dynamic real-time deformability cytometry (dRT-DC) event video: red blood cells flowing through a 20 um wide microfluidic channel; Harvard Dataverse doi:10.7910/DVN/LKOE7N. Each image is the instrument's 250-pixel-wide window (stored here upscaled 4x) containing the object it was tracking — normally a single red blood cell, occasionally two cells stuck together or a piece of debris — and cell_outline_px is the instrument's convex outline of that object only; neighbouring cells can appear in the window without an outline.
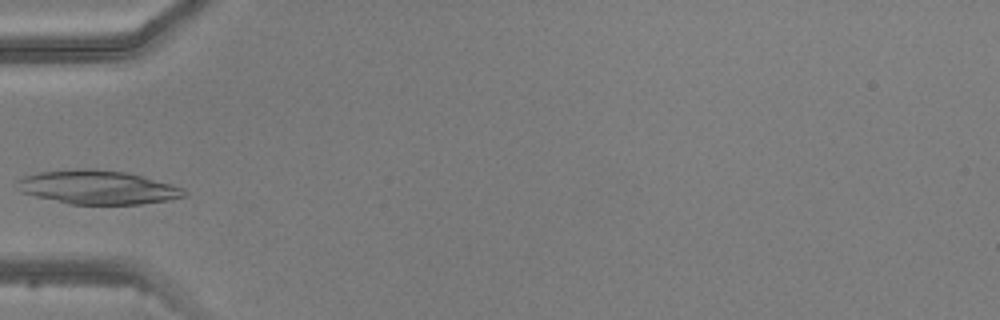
{"species": "common noctule bat (a hibernating species)", "species_latin": "Nyctalus noctula", "temperature_condition": "warm", "stored_images_in_passage": 3, "camera_frame_rate_fps": 3000, "um_per_image_px": 0.085, "animal": {"sex": "male", "body_mass_g": 20.5, "forearm_length_mm": 52.5}, "frame": {"image": 1, "passage_image": 3, "time_ms": 2.333, "image_size_px": [1000, 320], "cell_outline_px": [[184, 196], [168, 200], [140, 204], [68, 204], [20, 192], [16, 180], [24, 176], [40, 172], [76, 168], [88, 168], [124, 172], [144, 176], [184, 188]], "centroid_in_image_um": [8.27, 15.91], "position_along_channel_um": 76.7, "area_um2": 32.77}}